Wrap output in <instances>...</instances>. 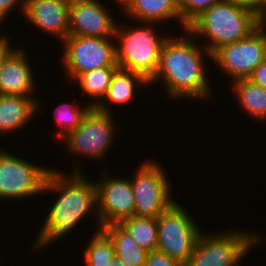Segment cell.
Returning <instances> with one entry per match:
<instances>
[{
    "mask_svg": "<svg viewBox=\"0 0 266 266\" xmlns=\"http://www.w3.org/2000/svg\"><path fill=\"white\" fill-rule=\"evenodd\" d=\"M258 22L261 26H266V1L261 10L257 13Z\"/></svg>",
    "mask_w": 266,
    "mask_h": 266,
    "instance_id": "4dcf8cb0",
    "label": "cell"
},
{
    "mask_svg": "<svg viewBox=\"0 0 266 266\" xmlns=\"http://www.w3.org/2000/svg\"><path fill=\"white\" fill-rule=\"evenodd\" d=\"M70 0H25L23 15L32 27L63 42L69 35Z\"/></svg>",
    "mask_w": 266,
    "mask_h": 266,
    "instance_id": "5bb4252c",
    "label": "cell"
},
{
    "mask_svg": "<svg viewBox=\"0 0 266 266\" xmlns=\"http://www.w3.org/2000/svg\"><path fill=\"white\" fill-rule=\"evenodd\" d=\"M114 41L107 37L68 35L62 42L60 61L69 83L90 70L118 67Z\"/></svg>",
    "mask_w": 266,
    "mask_h": 266,
    "instance_id": "30bf717a",
    "label": "cell"
},
{
    "mask_svg": "<svg viewBox=\"0 0 266 266\" xmlns=\"http://www.w3.org/2000/svg\"><path fill=\"white\" fill-rule=\"evenodd\" d=\"M118 126L114 113H104L91 108L81 124L60 140L67 149L65 152L71 153L70 155L76 158L74 159L76 165L73 164L75 168L71 167L72 172H83V166L80 164L81 158L88 157L103 164L106 157L108 159L107 152H110L114 145L113 142L117 139L115 136L119 131Z\"/></svg>",
    "mask_w": 266,
    "mask_h": 266,
    "instance_id": "8992f818",
    "label": "cell"
},
{
    "mask_svg": "<svg viewBox=\"0 0 266 266\" xmlns=\"http://www.w3.org/2000/svg\"><path fill=\"white\" fill-rule=\"evenodd\" d=\"M64 102L56 107L54 117L60 130L55 133L57 140L63 139L69 132L75 130L92 108L88 103Z\"/></svg>",
    "mask_w": 266,
    "mask_h": 266,
    "instance_id": "cb8c5ba5",
    "label": "cell"
},
{
    "mask_svg": "<svg viewBox=\"0 0 266 266\" xmlns=\"http://www.w3.org/2000/svg\"><path fill=\"white\" fill-rule=\"evenodd\" d=\"M21 48H16L0 67V94L37 98L34 68L29 63L27 50L22 45Z\"/></svg>",
    "mask_w": 266,
    "mask_h": 266,
    "instance_id": "9a60e30c",
    "label": "cell"
},
{
    "mask_svg": "<svg viewBox=\"0 0 266 266\" xmlns=\"http://www.w3.org/2000/svg\"><path fill=\"white\" fill-rule=\"evenodd\" d=\"M145 266H183L175 259L159 250L149 251Z\"/></svg>",
    "mask_w": 266,
    "mask_h": 266,
    "instance_id": "484cf974",
    "label": "cell"
},
{
    "mask_svg": "<svg viewBox=\"0 0 266 266\" xmlns=\"http://www.w3.org/2000/svg\"><path fill=\"white\" fill-rule=\"evenodd\" d=\"M181 32L184 35L170 34L163 42L158 68L149 86L161 81L166 96L172 100L209 102L213 93L204 59L211 62L212 54L187 29Z\"/></svg>",
    "mask_w": 266,
    "mask_h": 266,
    "instance_id": "7a4b0ae2",
    "label": "cell"
},
{
    "mask_svg": "<svg viewBox=\"0 0 266 266\" xmlns=\"http://www.w3.org/2000/svg\"><path fill=\"white\" fill-rule=\"evenodd\" d=\"M266 59V26H259L248 37L228 43L212 53V63L231 79H248Z\"/></svg>",
    "mask_w": 266,
    "mask_h": 266,
    "instance_id": "8fae6325",
    "label": "cell"
},
{
    "mask_svg": "<svg viewBox=\"0 0 266 266\" xmlns=\"http://www.w3.org/2000/svg\"><path fill=\"white\" fill-rule=\"evenodd\" d=\"M139 24L117 23L114 35L116 61L118 68L137 72L149 81L157 71L161 47L169 34L158 32V23Z\"/></svg>",
    "mask_w": 266,
    "mask_h": 266,
    "instance_id": "277c9868",
    "label": "cell"
},
{
    "mask_svg": "<svg viewBox=\"0 0 266 266\" xmlns=\"http://www.w3.org/2000/svg\"><path fill=\"white\" fill-rule=\"evenodd\" d=\"M95 181L97 189V210L100 226L119 223L134 215V194L130 177H111L106 168Z\"/></svg>",
    "mask_w": 266,
    "mask_h": 266,
    "instance_id": "7c38bea8",
    "label": "cell"
},
{
    "mask_svg": "<svg viewBox=\"0 0 266 266\" xmlns=\"http://www.w3.org/2000/svg\"><path fill=\"white\" fill-rule=\"evenodd\" d=\"M154 161L145 158L130 178L135 216L157 218L177 200L172 195L168 173Z\"/></svg>",
    "mask_w": 266,
    "mask_h": 266,
    "instance_id": "52a82bcc",
    "label": "cell"
},
{
    "mask_svg": "<svg viewBox=\"0 0 266 266\" xmlns=\"http://www.w3.org/2000/svg\"><path fill=\"white\" fill-rule=\"evenodd\" d=\"M189 211L176 200L157 217V250L184 265L192 255L199 236L204 230Z\"/></svg>",
    "mask_w": 266,
    "mask_h": 266,
    "instance_id": "9c48e42d",
    "label": "cell"
},
{
    "mask_svg": "<svg viewBox=\"0 0 266 266\" xmlns=\"http://www.w3.org/2000/svg\"><path fill=\"white\" fill-rule=\"evenodd\" d=\"M6 150L4 147L0 149V200L16 201L43 195L47 177L53 168L38 165L35 161L31 163L19 157L21 155Z\"/></svg>",
    "mask_w": 266,
    "mask_h": 266,
    "instance_id": "ba28073f",
    "label": "cell"
},
{
    "mask_svg": "<svg viewBox=\"0 0 266 266\" xmlns=\"http://www.w3.org/2000/svg\"><path fill=\"white\" fill-rule=\"evenodd\" d=\"M118 224L127 231L132 239L141 247L148 251L157 249V218L133 215L132 217L121 220Z\"/></svg>",
    "mask_w": 266,
    "mask_h": 266,
    "instance_id": "7402d4cb",
    "label": "cell"
},
{
    "mask_svg": "<svg viewBox=\"0 0 266 266\" xmlns=\"http://www.w3.org/2000/svg\"><path fill=\"white\" fill-rule=\"evenodd\" d=\"M139 87L149 88V81L143 75L117 68L112 74L105 97L95 108L104 113H114L110 106L112 104L115 106L128 105L137 94Z\"/></svg>",
    "mask_w": 266,
    "mask_h": 266,
    "instance_id": "e0dca14e",
    "label": "cell"
},
{
    "mask_svg": "<svg viewBox=\"0 0 266 266\" xmlns=\"http://www.w3.org/2000/svg\"><path fill=\"white\" fill-rule=\"evenodd\" d=\"M2 33L3 32L0 34V67L8 56L18 47H12L14 44L10 42V37L7 34Z\"/></svg>",
    "mask_w": 266,
    "mask_h": 266,
    "instance_id": "83f0119b",
    "label": "cell"
},
{
    "mask_svg": "<svg viewBox=\"0 0 266 266\" xmlns=\"http://www.w3.org/2000/svg\"><path fill=\"white\" fill-rule=\"evenodd\" d=\"M111 239L116 257L126 261L128 266H145L149 251L138 245L118 223L101 226Z\"/></svg>",
    "mask_w": 266,
    "mask_h": 266,
    "instance_id": "ffe728a7",
    "label": "cell"
},
{
    "mask_svg": "<svg viewBox=\"0 0 266 266\" xmlns=\"http://www.w3.org/2000/svg\"><path fill=\"white\" fill-rule=\"evenodd\" d=\"M227 229L217 232L205 230L183 266H242L240 262L248 253L260 243L266 242V237L255 231L233 227Z\"/></svg>",
    "mask_w": 266,
    "mask_h": 266,
    "instance_id": "5b68a950",
    "label": "cell"
},
{
    "mask_svg": "<svg viewBox=\"0 0 266 266\" xmlns=\"http://www.w3.org/2000/svg\"><path fill=\"white\" fill-rule=\"evenodd\" d=\"M235 3L242 5L244 7L250 8L258 13L266 0H232Z\"/></svg>",
    "mask_w": 266,
    "mask_h": 266,
    "instance_id": "f546056e",
    "label": "cell"
},
{
    "mask_svg": "<svg viewBox=\"0 0 266 266\" xmlns=\"http://www.w3.org/2000/svg\"><path fill=\"white\" fill-rule=\"evenodd\" d=\"M53 168L47 177L43 194L53 192L55 199L44 216V223L34 238L33 249L39 252L49 248L63 237H67L90 214L98 221L97 230L101 229L97 210V189L95 180L90 181L83 172L64 173ZM93 212H92V211ZM91 212V213H90ZM88 214V215H87ZM46 217V218H45Z\"/></svg>",
    "mask_w": 266,
    "mask_h": 266,
    "instance_id": "6da1fadb",
    "label": "cell"
},
{
    "mask_svg": "<svg viewBox=\"0 0 266 266\" xmlns=\"http://www.w3.org/2000/svg\"><path fill=\"white\" fill-rule=\"evenodd\" d=\"M248 79L254 84L266 89V59L255 68Z\"/></svg>",
    "mask_w": 266,
    "mask_h": 266,
    "instance_id": "f1b7e54d",
    "label": "cell"
},
{
    "mask_svg": "<svg viewBox=\"0 0 266 266\" xmlns=\"http://www.w3.org/2000/svg\"><path fill=\"white\" fill-rule=\"evenodd\" d=\"M114 1V0H113ZM116 2V4H117V6L119 5V6H121V8L124 6V4L128 1V0H115Z\"/></svg>",
    "mask_w": 266,
    "mask_h": 266,
    "instance_id": "d6a6232c",
    "label": "cell"
},
{
    "mask_svg": "<svg viewBox=\"0 0 266 266\" xmlns=\"http://www.w3.org/2000/svg\"><path fill=\"white\" fill-rule=\"evenodd\" d=\"M83 251L86 266H112L115 260L114 245L108 235L102 230L94 231Z\"/></svg>",
    "mask_w": 266,
    "mask_h": 266,
    "instance_id": "603a6c76",
    "label": "cell"
},
{
    "mask_svg": "<svg viewBox=\"0 0 266 266\" xmlns=\"http://www.w3.org/2000/svg\"><path fill=\"white\" fill-rule=\"evenodd\" d=\"M25 0H0V25L3 26L7 17L12 14L13 10L20 11L23 15ZM19 9H17V8ZM1 28V27H0Z\"/></svg>",
    "mask_w": 266,
    "mask_h": 266,
    "instance_id": "4316f807",
    "label": "cell"
},
{
    "mask_svg": "<svg viewBox=\"0 0 266 266\" xmlns=\"http://www.w3.org/2000/svg\"><path fill=\"white\" fill-rule=\"evenodd\" d=\"M103 3L100 0H70L69 35L114 38L118 21Z\"/></svg>",
    "mask_w": 266,
    "mask_h": 266,
    "instance_id": "4fadbf2b",
    "label": "cell"
},
{
    "mask_svg": "<svg viewBox=\"0 0 266 266\" xmlns=\"http://www.w3.org/2000/svg\"><path fill=\"white\" fill-rule=\"evenodd\" d=\"M257 13L232 0H224L204 10L187 27L212 54L219 47L248 37L259 27ZM199 36V37H198Z\"/></svg>",
    "mask_w": 266,
    "mask_h": 266,
    "instance_id": "3957f363",
    "label": "cell"
},
{
    "mask_svg": "<svg viewBox=\"0 0 266 266\" xmlns=\"http://www.w3.org/2000/svg\"><path fill=\"white\" fill-rule=\"evenodd\" d=\"M118 67H103L80 74L73 82L78 85L88 104L95 108L105 97L111 77Z\"/></svg>",
    "mask_w": 266,
    "mask_h": 266,
    "instance_id": "44dd1931",
    "label": "cell"
},
{
    "mask_svg": "<svg viewBox=\"0 0 266 266\" xmlns=\"http://www.w3.org/2000/svg\"><path fill=\"white\" fill-rule=\"evenodd\" d=\"M130 20L159 23L175 20L181 25L179 0H128L120 9Z\"/></svg>",
    "mask_w": 266,
    "mask_h": 266,
    "instance_id": "ac0fdd59",
    "label": "cell"
},
{
    "mask_svg": "<svg viewBox=\"0 0 266 266\" xmlns=\"http://www.w3.org/2000/svg\"><path fill=\"white\" fill-rule=\"evenodd\" d=\"M224 0H179V11L181 16L180 30L187 29L188 25L197 18L204 10L213 4Z\"/></svg>",
    "mask_w": 266,
    "mask_h": 266,
    "instance_id": "d4e9b609",
    "label": "cell"
},
{
    "mask_svg": "<svg viewBox=\"0 0 266 266\" xmlns=\"http://www.w3.org/2000/svg\"><path fill=\"white\" fill-rule=\"evenodd\" d=\"M230 87L244 113L257 119V122L266 120V89L249 79L235 80L231 82Z\"/></svg>",
    "mask_w": 266,
    "mask_h": 266,
    "instance_id": "d6986e66",
    "label": "cell"
},
{
    "mask_svg": "<svg viewBox=\"0 0 266 266\" xmlns=\"http://www.w3.org/2000/svg\"><path fill=\"white\" fill-rule=\"evenodd\" d=\"M112 266H128V264L126 263V261H124L118 257H115V260H114V263Z\"/></svg>",
    "mask_w": 266,
    "mask_h": 266,
    "instance_id": "1f68e13d",
    "label": "cell"
},
{
    "mask_svg": "<svg viewBox=\"0 0 266 266\" xmlns=\"http://www.w3.org/2000/svg\"><path fill=\"white\" fill-rule=\"evenodd\" d=\"M37 98L0 94V136L22 131L40 111L43 102ZM28 124V125H27Z\"/></svg>",
    "mask_w": 266,
    "mask_h": 266,
    "instance_id": "2e32d148",
    "label": "cell"
}]
</instances>
